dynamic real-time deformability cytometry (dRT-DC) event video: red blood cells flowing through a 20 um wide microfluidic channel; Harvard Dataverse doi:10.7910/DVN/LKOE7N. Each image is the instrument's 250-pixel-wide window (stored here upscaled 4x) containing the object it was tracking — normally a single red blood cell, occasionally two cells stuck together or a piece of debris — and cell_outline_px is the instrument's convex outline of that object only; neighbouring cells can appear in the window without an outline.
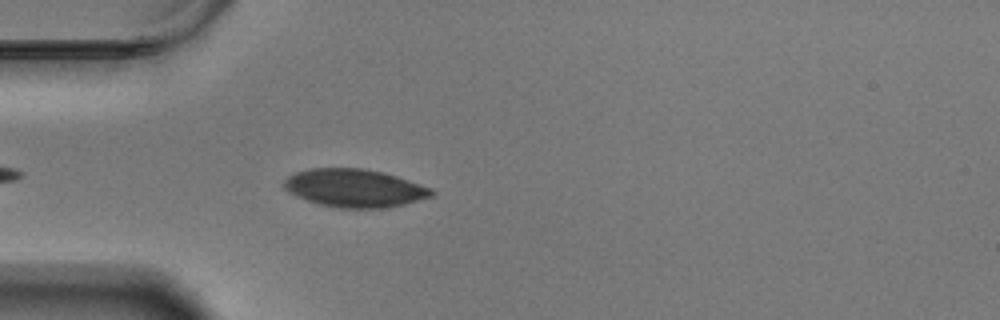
{"species": "Egyptian fruit bat (a non-hibernating species)", "species_latin": "Rousettus aegyptiacus", "temperature_condition": "warm", "stored_images_in_passage": 28, "camera_frame_rate_fps": 3000, "um_per_image_px": 0.085, "animal": {"sex": "male"}, "frame": {"image": 1, "passage_image": 3, "time_ms": 0.667, "image_size_px": [1000, 320], "cell_outline_px": [[436, 196], [404, 204], [384, 208], [340, 208], [316, 204], [296, 196], [288, 192], [280, 184], [288, 176], [296, 172], [312, 168], [364, 168], [384, 172], [432, 188], [436, 192]], "centroid_in_image_um": [30.14, 15.99], "position_along_channel_um": 54.9, "area_um2": 33.12}}
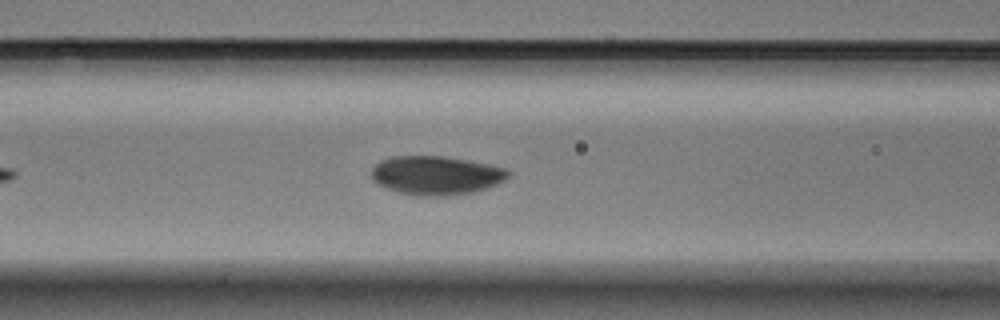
{"frame": {"image": 2, "passage_image": 10, "time_ms": 3.0, "image_size_px": [1000, 320], "cell_outline_px": [[512, 172], [504, 180], [488, 188], [476, 192], [452, 196], [412, 196], [376, 184], [372, 180], [372, 168], [380, 160], [392, 156], [444, 156], [468, 160], [488, 164], [504, 168]], "centroid_in_image_um": [37.07, 14.91], "position_along_channel_um": 129.5, "area_um2": 31.27}}
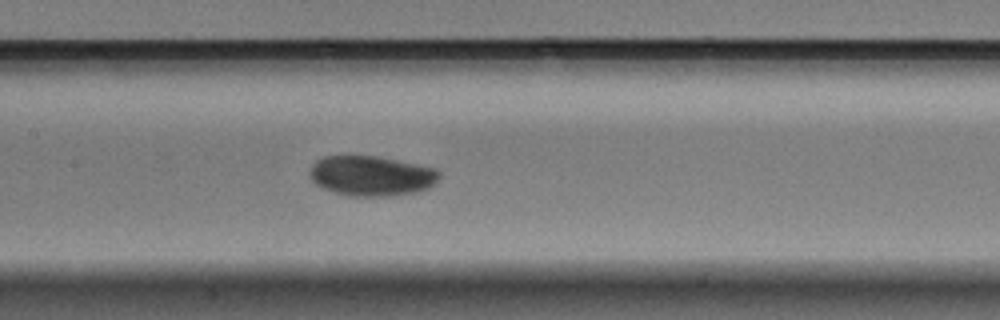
{"frame": {"image": 3, "passage_image": 14, "time_ms": 4.333, "image_size_px": [1000, 320], "cell_outline_px": [[440, 176], [428, 188], [416, 192], [392, 196], [348, 196], [320, 188], [308, 176], [312, 164], [316, 160], [324, 156], [376, 156], [436, 168], [440, 172]], "centroid_in_image_um": [31.53, 14.95], "position_along_channel_um": 175.9, "area_um2": 30.35}}